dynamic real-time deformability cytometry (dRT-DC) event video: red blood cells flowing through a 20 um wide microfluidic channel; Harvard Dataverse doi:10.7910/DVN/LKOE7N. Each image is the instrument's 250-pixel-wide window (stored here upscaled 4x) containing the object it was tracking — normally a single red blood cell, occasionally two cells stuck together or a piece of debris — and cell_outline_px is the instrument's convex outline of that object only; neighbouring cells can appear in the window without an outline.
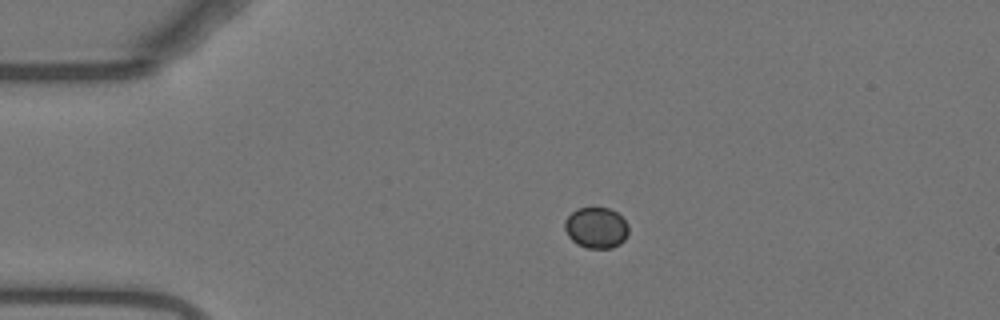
{"species": "Egyptian fruit bat (a non-hibernating species)", "species_latin": "Rousettus aegyptiacus", "temperature_condition": "warm", "stored_images_in_passage": 44, "camera_frame_rate_fps": 3000, "um_per_image_px": 0.085, "animal": {"sex": "female"}, "frame": {"image": 1, "passage_image": 1, "time_ms": 0.0, "image_size_px": [1000, 320], "cell_outline_px": [[628, 236], [620, 244], [612, 248], [588, 248], [576, 244], [568, 236], [564, 228], [564, 220], [576, 208], [608, 208], [616, 212], [628, 224]], "centroid_in_image_um": [50.67, 19.37], "position_along_channel_um": 34.3, "area_um2": 15.32}}
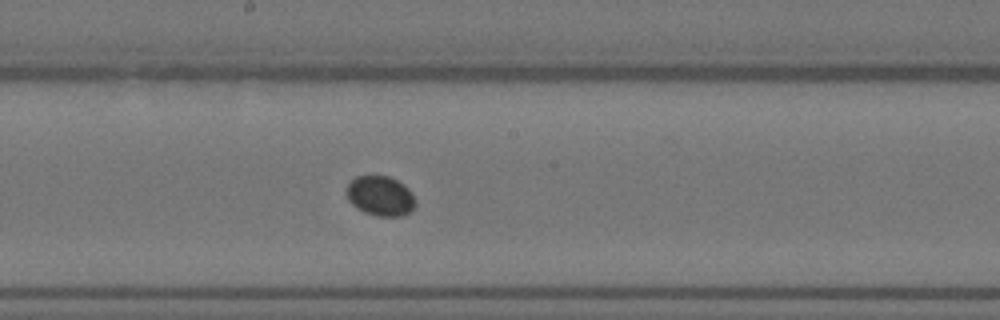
{"frame": {"image": 2, "passage_image": 19, "time_ms": 6.0, "image_size_px": [1000, 320], "cell_outline_px": [[416, 204], [412, 212], [404, 216], [376, 216], [364, 212], [356, 208], [348, 200], [344, 192], [344, 188], [356, 176], [388, 176], [404, 184], [412, 192], [416, 200]], "centroid_in_image_um": [32.33, 16.67], "position_along_channel_um": 215.9, "area_um2": 16.42}}
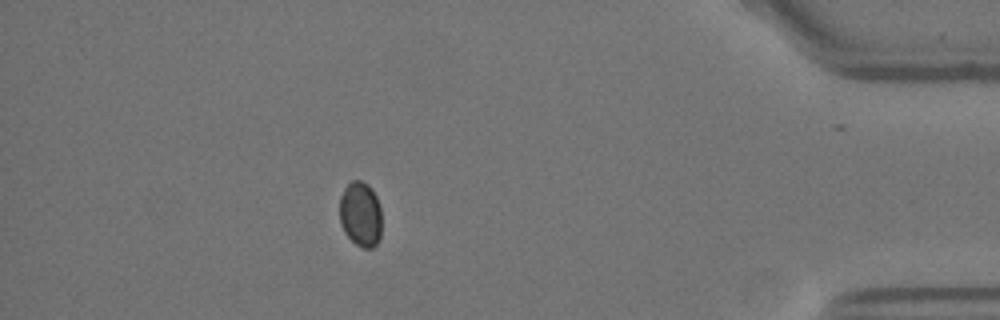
{"frame": {"image": 3, "passage_image": 38, "time_ms": 12.333, "image_size_px": [1000, 320], "cell_outline_px": [[380, 240], [372, 248], [364, 248], [356, 244], [344, 232], [340, 224], [340, 196], [344, 188], [352, 180], [360, 180], [368, 184], [372, 188], [376, 196], [380, 208]], "centroid_in_image_um": [30.64, 18.19], "position_along_channel_um": 404.6, "area_um2": 16.01}}